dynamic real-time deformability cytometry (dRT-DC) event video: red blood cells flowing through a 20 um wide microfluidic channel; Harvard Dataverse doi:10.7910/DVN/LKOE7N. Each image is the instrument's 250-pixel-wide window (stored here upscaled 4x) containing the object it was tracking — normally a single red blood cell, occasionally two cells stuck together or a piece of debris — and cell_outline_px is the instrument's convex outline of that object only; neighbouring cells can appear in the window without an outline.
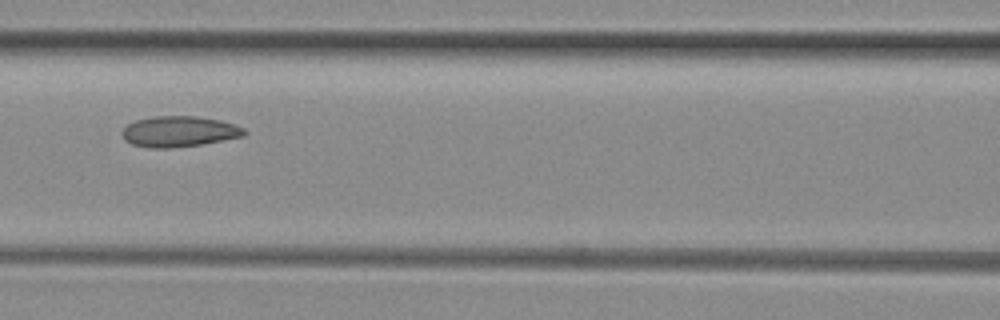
{"species": "common noctule bat (a hibernating species)", "species_latin": "Nyctalus noctula", "temperature_condition": "room temperature", "stored_images_in_passage": 4, "camera_frame_rate_fps": 3000, "um_per_image_px": 0.085, "animal": {"sex": "female", "body_mass_g": 29.2, "forearm_length_mm": 56.3}, "frame": {"image": 1, "passage_image": 4, "time_ms": 1.0, "image_size_px": [1000, 320], "cell_outline_px": [[248, 132], [244, 136], [200, 144], [172, 148], [148, 148], [132, 144], [124, 140], [120, 132], [128, 124], [136, 120], [152, 116], [196, 116], [220, 120], [236, 124], [244, 128]], "centroid_in_image_um": [15.21, 11.17], "position_along_channel_um": 151.4, "area_um2": 22.02}}